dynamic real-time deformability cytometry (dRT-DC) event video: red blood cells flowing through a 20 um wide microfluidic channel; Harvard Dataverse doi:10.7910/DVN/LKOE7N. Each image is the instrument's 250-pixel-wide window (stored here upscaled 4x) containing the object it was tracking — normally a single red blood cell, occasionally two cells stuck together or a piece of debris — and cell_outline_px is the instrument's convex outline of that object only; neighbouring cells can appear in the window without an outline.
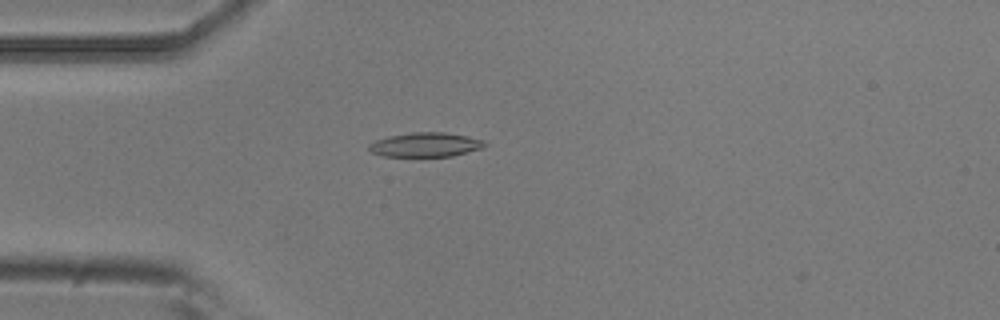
{"species": "common noctule bat (a hibernating species)", "species_latin": "Nyctalus noctula", "temperature_condition": "room temperature", "stored_images_in_passage": 4, "camera_frame_rate_fps": 3000, "um_per_image_px": 0.085, "animal": {"sex": "male", "body_mass_g": 20.5, "forearm_length_mm": 52.5}, "frame": {"image": 1, "passage_image": 4, "time_ms": 1.0, "image_size_px": [1000, 320], "cell_outline_px": [[488, 144], [480, 148], [452, 156], [384, 156], [372, 152], [368, 148], [368, 144], [376, 140], [388, 136], [412, 132], [444, 132], [468, 136], [484, 140]], "centroid_in_image_um": [36.16, 12.29], "position_along_channel_um": 48.8, "area_um2": 16.3}}